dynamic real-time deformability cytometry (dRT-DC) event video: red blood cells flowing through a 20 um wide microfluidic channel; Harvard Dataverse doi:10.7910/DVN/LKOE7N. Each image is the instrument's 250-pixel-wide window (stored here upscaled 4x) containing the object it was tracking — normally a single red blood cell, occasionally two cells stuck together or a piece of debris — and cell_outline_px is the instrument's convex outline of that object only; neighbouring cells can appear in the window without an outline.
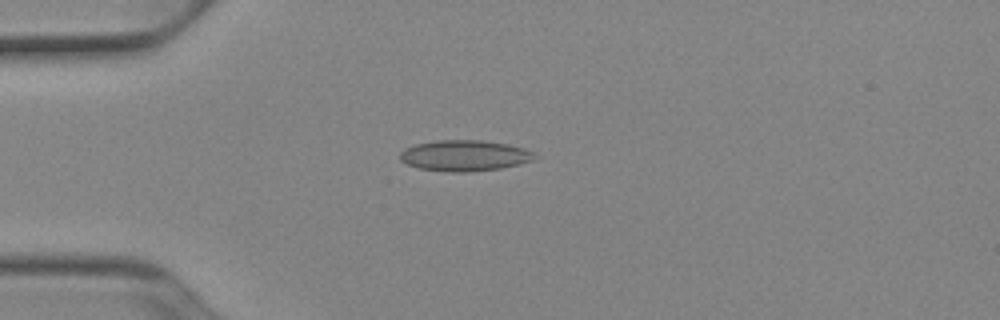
{"species": "Egyptian fruit bat (a non-hibernating species)", "species_latin": "Rousettus aegyptiacus", "temperature_condition": "cold", "stored_images_in_passage": 51, "camera_frame_rate_fps": 3000, "um_per_image_px": 0.085, "animal": {"sex": "female"}, "frame": {"image": 1, "passage_image": 13, "time_ms": 4.0, "image_size_px": [1000, 320], "cell_outline_px": [[536, 156], [532, 160], [500, 168], [468, 172], [448, 172], [420, 168], [408, 164], [400, 160], [400, 152], [404, 148], [416, 144], [436, 140], [484, 140], [508, 144], [524, 148], [532, 152]], "centroid_in_image_um": [39.45, 13.21], "position_along_channel_um": 45.5, "area_um2": 24.1}}
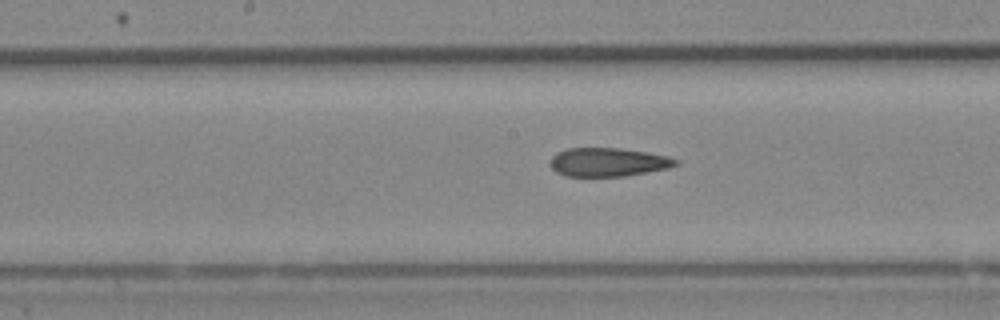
{"frame": {"image": 2, "passage_image": 26, "time_ms": 8.333, "image_size_px": [1000, 320], "cell_outline_px": [[680, 164], [668, 168], [648, 172], [624, 176], [564, 176], [556, 172], [552, 168], [552, 156], [556, 152], [568, 148], [620, 148], [648, 152], [668, 156], [680, 160]], "centroid_in_image_um": [51.73, 13.78], "position_along_channel_um": 196.5, "area_um2": 21.04}}
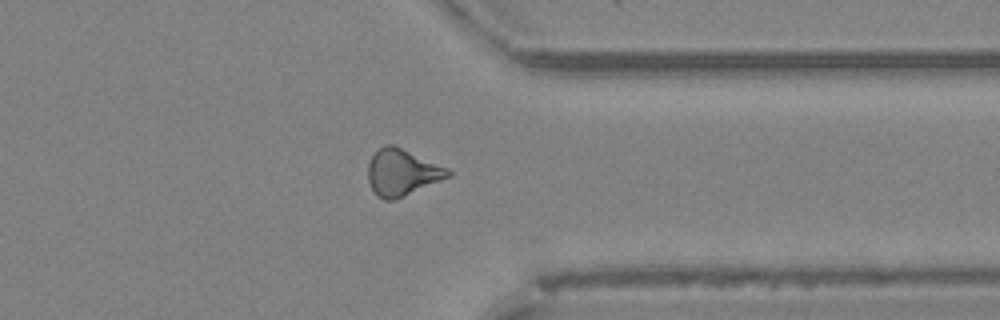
{"frame": {"image": 3, "passage_image": 40, "time_ms": 13.0, "image_size_px": [1000, 320], "cell_outline_px": [[452, 176], [396, 200], [384, 200], [376, 196], [368, 180], [368, 164], [372, 156], [384, 144], [392, 144], [448, 168], [452, 172]], "centroid_in_image_um": [34.18, 14.68], "position_along_channel_um": 377.2, "area_um2": 21.73}, "authors_computed_cell_mechanics": {"area_um2": 21.964, "velocity_mm_per_s": 3.9434, "shape_relaxation_time_tau1_ms": null, "shape_relaxation_time_tau2_ms": 6.3267, "deformation_change_tau1": null, "deformation_change_tau2": 0.1614}}